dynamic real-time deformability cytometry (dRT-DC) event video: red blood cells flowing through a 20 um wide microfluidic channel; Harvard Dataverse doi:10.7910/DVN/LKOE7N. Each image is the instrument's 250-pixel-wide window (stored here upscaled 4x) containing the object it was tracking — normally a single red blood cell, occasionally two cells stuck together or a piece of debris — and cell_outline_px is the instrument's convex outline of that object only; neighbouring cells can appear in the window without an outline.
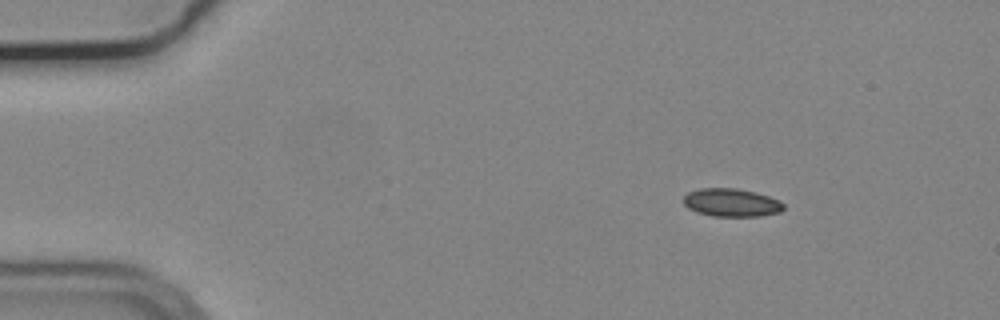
{"species": "common noctule bat (a hibernating species)", "species_latin": "Nyctalus noctula", "temperature_condition": "cold", "stored_images_in_passage": 49, "camera_frame_rate_fps": 3000, "um_per_image_px": 0.085, "animal": {"sex": "male", "body_mass_g": 19.2, "forearm_length_mm": 51.8}, "frame": {"image": 1, "passage_image": 1, "time_ms": 0.0, "image_size_px": [1000, 320], "cell_outline_px": [[784, 208], [780, 212], [760, 216], [712, 216], [696, 212], [688, 208], [684, 204], [684, 196], [688, 192], [700, 188], [736, 188], [756, 192], [780, 200], [784, 204]], "centroid_in_image_um": [62.17, 17.22], "position_along_channel_um": 22.8, "area_um2": 16.47}}
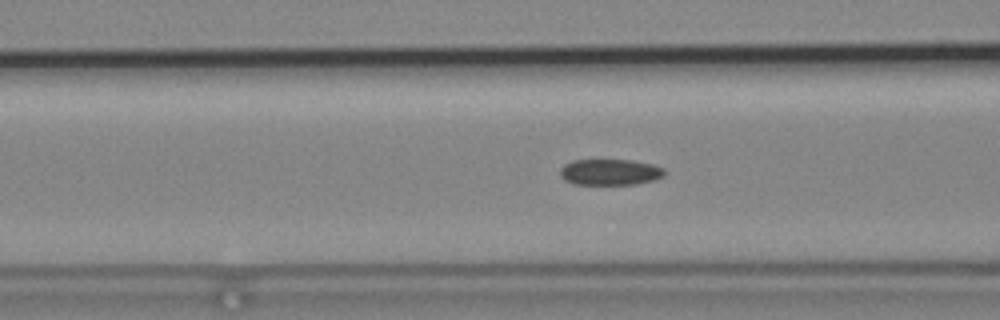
{"frame": {"image": 2, "passage_image": 15, "time_ms": 4.667, "image_size_px": [1000, 320], "cell_outline_px": [[664, 176], [652, 180], [636, 184], [576, 184], [564, 180], [560, 176], [560, 168], [564, 164], [572, 160], [632, 160], [652, 164], [664, 168]], "centroid_in_image_um": [51.83, 14.62], "position_along_channel_um": 114.8, "area_um2": 15.84}}
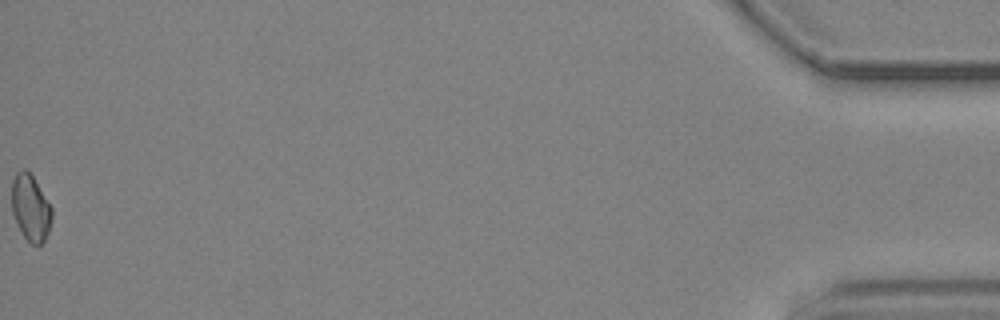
{"frame": {"image": 3, "passage_image": 49, "time_ms": 16.0, "image_size_px": [1000, 320], "cell_outline_px": [[52, 220], [48, 232], [44, 240], [40, 244], [32, 244], [24, 236], [12, 212], [12, 180], [16, 172], [20, 168], [24, 168], [32, 176], [52, 208]], "centroid_in_image_um": [2.59, 17.64], "position_along_channel_um": 432.6, "area_um2": 15.2}, "authors_computed_cell_mechanics": {"area_um2": 16.4152, "velocity_mm_per_s": 3.7022, "shape_relaxation_time_tau1_ms": null, "shape_relaxation_time_tau2_ms": 11.2858, "deformation_change_tau1": null, "deformation_change_tau2": 0.1655}}